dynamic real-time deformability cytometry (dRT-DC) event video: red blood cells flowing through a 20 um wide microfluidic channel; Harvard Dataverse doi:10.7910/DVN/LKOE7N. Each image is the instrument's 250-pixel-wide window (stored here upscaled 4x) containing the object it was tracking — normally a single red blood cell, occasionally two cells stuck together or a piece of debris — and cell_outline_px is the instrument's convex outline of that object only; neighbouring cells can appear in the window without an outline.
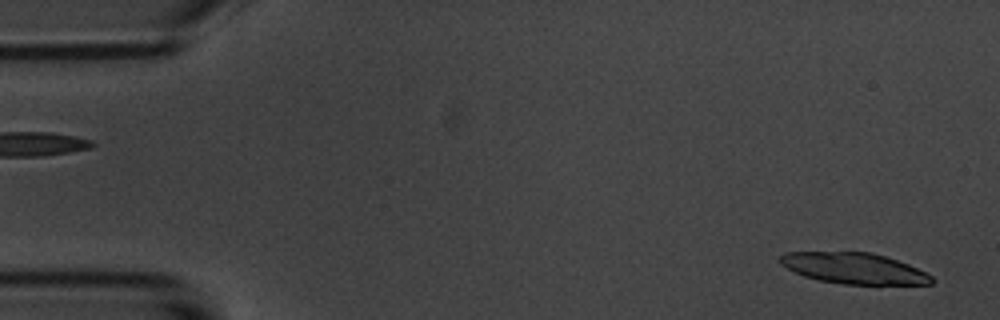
{"species": "common noctule bat (a hibernating species)", "species_latin": "Nyctalus noctula", "temperature_condition": "room temperature", "stored_images_in_passage": 4, "camera_frame_rate_fps": 3000, "um_per_image_px": 0.085, "animal": {"sex": "male", "body_mass_g": 20.1, "forearm_length_mm": 53.5}, "frame": {"image": 1, "passage_image": 1, "time_ms": 0.0, "image_size_px": [1000, 320], "cell_outline_px": [[936, 280], [932, 284], [844, 284], [820, 280], [804, 276], [780, 264], [780, 256], [788, 252], [872, 252], [908, 264], [932, 276]], "centroid_in_image_um": [72.61, 22.8], "position_along_channel_um": 12.4, "area_um2": 26.99}}